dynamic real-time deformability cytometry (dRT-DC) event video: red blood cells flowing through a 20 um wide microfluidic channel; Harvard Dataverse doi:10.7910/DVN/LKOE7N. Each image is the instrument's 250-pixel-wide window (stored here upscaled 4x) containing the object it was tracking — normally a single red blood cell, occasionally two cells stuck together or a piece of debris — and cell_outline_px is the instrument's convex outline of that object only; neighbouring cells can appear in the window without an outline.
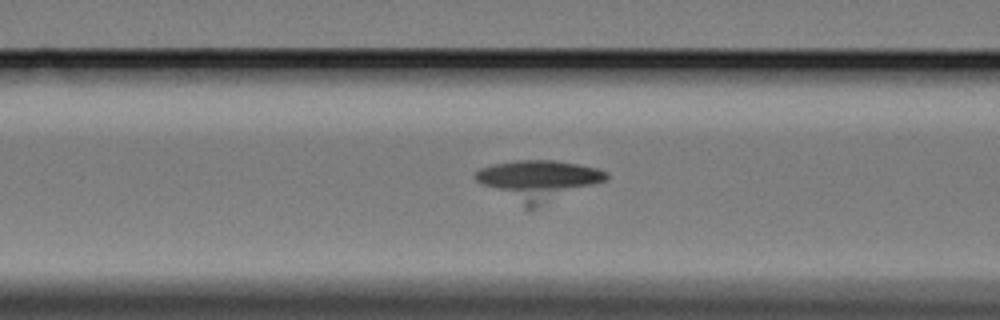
{"species": "Egyptian fruit bat (a non-hibernating species)", "species_latin": "Rousettus aegyptiacus", "temperature_condition": "cold", "stored_images_in_passage": 43, "camera_frame_rate_fps": 3000, "um_per_image_px": 0.085, "animal": {"sex": "female"}, "frame": {"image": 1, "passage_image": 7, "time_ms": 2.0, "image_size_px": [1000, 320], "cell_outline_px": [[608, 176], [604, 180], [536, 208], [524, 208], [476, 180], [476, 172], [480, 168], [492, 164], [516, 160], [552, 160], [576, 164], [596, 168], [608, 172]], "centroid_in_image_um": [45.73, 15.32], "position_along_channel_um": 120.9, "area_um2": 29.94}}
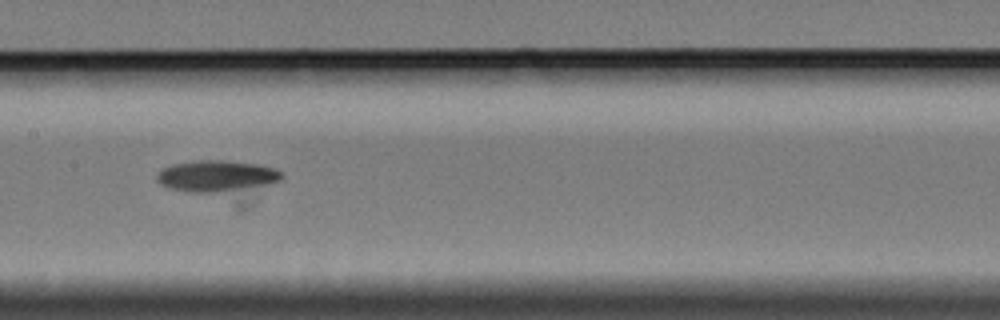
{"frame": {"image": 2, "passage_image": 13, "time_ms": 4.0, "image_size_px": [1000, 320], "cell_outline_px": [[284, 176], [280, 180], [244, 208], [236, 208], [168, 188], [160, 184], [156, 180], [156, 176], [164, 168], [172, 164], [200, 160], [224, 160], [260, 164], [276, 168]], "centroid_in_image_um": [18.75, 15.34], "position_along_channel_um": 188.6, "area_um2": 29.59}}
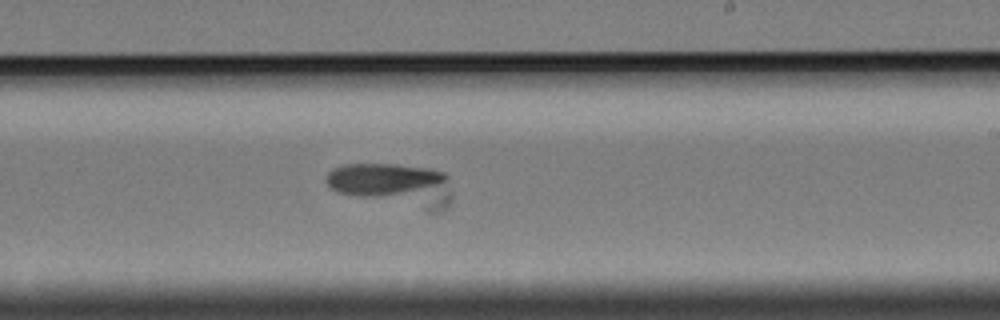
{"frame": {"image": 3, "passage_image": 19, "time_ms": 6.0, "image_size_px": [1000, 320], "cell_outline_px": [[452, 200], [444, 208], [436, 212], [428, 212], [336, 192], [328, 188], [324, 180], [328, 172], [332, 168], [344, 164], [392, 164], [428, 168], [444, 172], [448, 176], [452, 196]], "centroid_in_image_um": [33.41, 15.72], "position_along_channel_um": 255.6, "area_um2": 32.25}}